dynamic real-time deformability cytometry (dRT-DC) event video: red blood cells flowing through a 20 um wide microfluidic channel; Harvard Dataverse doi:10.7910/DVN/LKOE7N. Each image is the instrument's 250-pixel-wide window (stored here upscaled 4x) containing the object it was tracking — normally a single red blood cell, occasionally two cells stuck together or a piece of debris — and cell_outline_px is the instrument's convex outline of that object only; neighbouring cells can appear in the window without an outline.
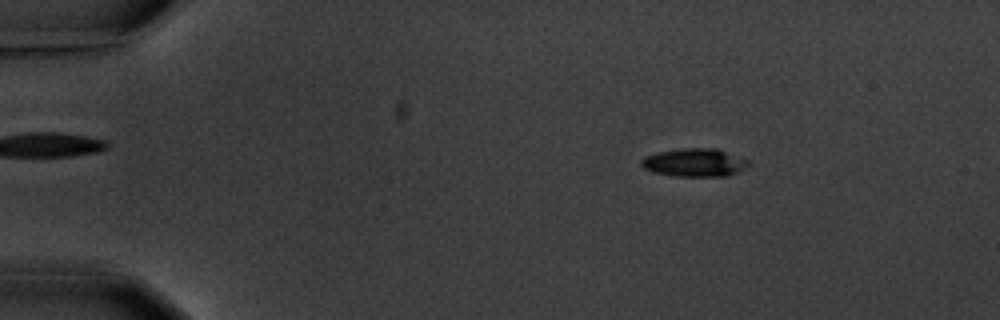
{"species": "common noctule bat (a hibernating species)", "species_latin": "Nyctalus noctula", "temperature_condition": "warm", "stored_images_in_passage": 6, "camera_frame_rate_fps": 3000, "um_per_image_px": 0.085, "animal": {"sex": "male", "body_mass_g": 20.1, "forearm_length_mm": 53.5}, "frame": {"image": 1, "passage_image": 2, "time_ms": 1.0, "image_size_px": [1000, 320], "cell_outline_px": [[752, 164], [748, 168], [740, 172], [728, 176], [676, 176], [652, 172], [644, 168], [640, 164], [640, 160], [644, 156], [656, 152], [680, 148], [716, 148], [748, 160]], "centroid_in_image_um": [59.05, 13.82], "position_along_channel_um": 25.9, "area_um2": 17.92}}
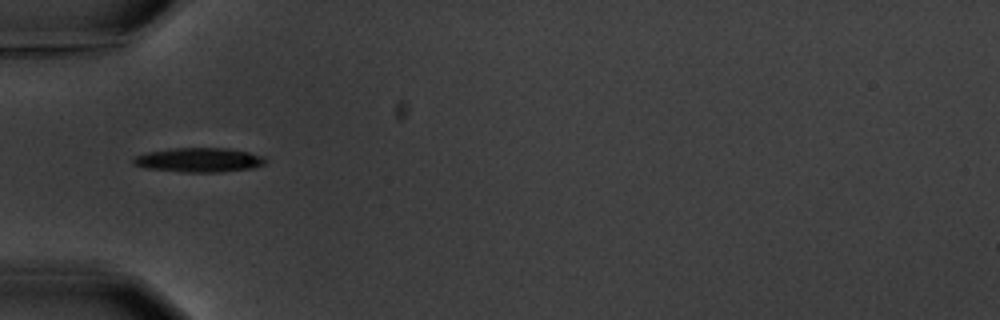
{"frame": {"image": 2, "passage_image": 5, "time_ms": 4.333, "image_size_px": [1000, 320], "cell_outline_px": [[268, 160], [264, 164], [252, 168], [220, 172], [184, 172], [144, 168], [132, 164], [132, 160], [136, 156], [148, 152], [176, 148], [228, 148], [248, 152], [264, 156]], "centroid_in_image_um": [16.93, 13.6], "position_along_channel_um": 68.1, "area_um2": 18.73}}